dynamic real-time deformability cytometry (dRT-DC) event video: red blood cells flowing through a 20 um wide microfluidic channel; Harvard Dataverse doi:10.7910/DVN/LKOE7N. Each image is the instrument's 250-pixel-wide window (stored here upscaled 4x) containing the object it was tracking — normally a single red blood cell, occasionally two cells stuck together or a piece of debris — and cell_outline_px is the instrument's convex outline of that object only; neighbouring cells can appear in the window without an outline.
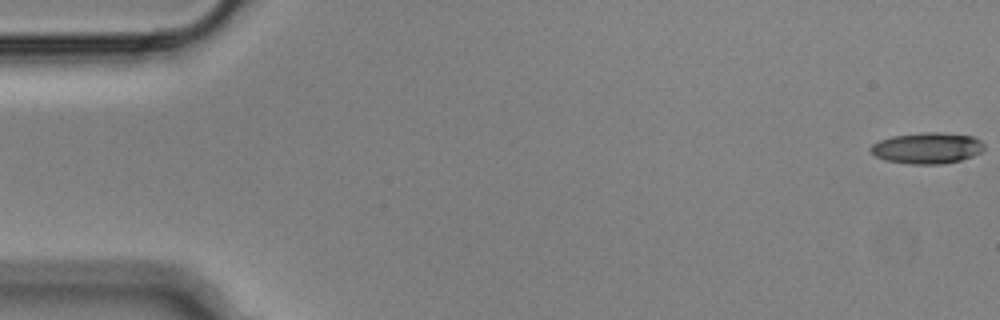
{"species": "Egyptian fruit bat (a non-hibernating species)", "species_latin": "Rousettus aegyptiacus", "temperature_condition": "cold", "stored_images_in_passage": 9, "camera_frame_rate_fps": 3000, "um_per_image_px": 0.085, "animal": {"sex": "male"}, "frame": {"image": 1, "passage_image": 1, "time_ms": 0.0, "image_size_px": [1000, 320], "cell_outline_px": [[984, 148], [980, 152], [972, 156], [960, 160], [940, 164], [908, 164], [884, 160], [876, 156], [868, 148], [872, 144], [880, 140], [892, 136], [920, 132], [940, 132], [972, 136], [980, 140], [984, 144]], "centroid_in_image_um": [78.78, 12.58], "position_along_channel_um": 6.2, "area_um2": 20.63}}
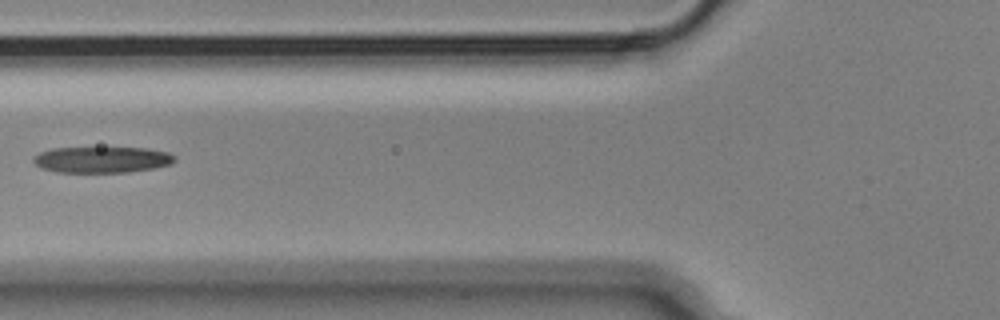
{"frame": {"image": 2, "passage_image": 7, "time_ms": 2.0, "image_size_px": [1000, 320], "cell_outline_px": [[176, 160], [172, 164], [156, 168], [128, 172], [56, 172], [40, 168], [32, 160], [32, 156], [40, 152], [52, 148], [148, 148], [168, 152], [176, 156]], "centroid_in_image_um": [8.68, 13.57], "position_along_channel_um": 117.1, "area_um2": 21.73}}
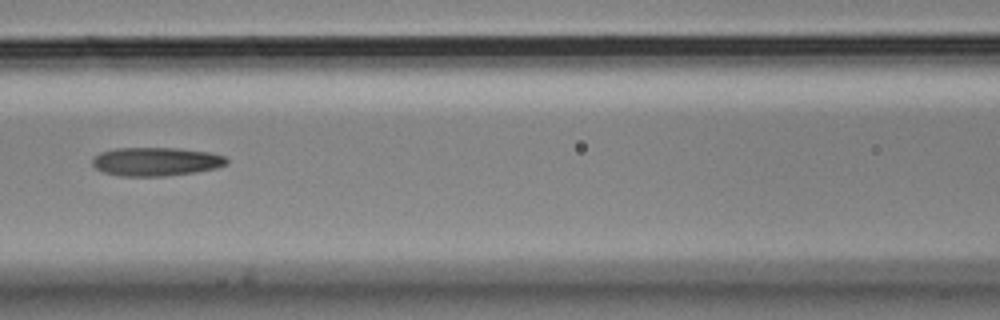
{"frame": {"image": 3, "passage_image": 8, "time_ms": 2.333, "image_size_px": [1000, 320], "cell_outline_px": [[228, 164], [216, 168], [196, 172], [164, 176], [120, 176], [104, 172], [96, 168], [92, 164], [92, 156], [100, 152], [116, 148], [176, 148], [208, 152], [224, 156], [228, 160]], "centroid_in_image_um": [13.24, 13.73], "position_along_channel_um": 153.4, "area_um2": 22.43}}